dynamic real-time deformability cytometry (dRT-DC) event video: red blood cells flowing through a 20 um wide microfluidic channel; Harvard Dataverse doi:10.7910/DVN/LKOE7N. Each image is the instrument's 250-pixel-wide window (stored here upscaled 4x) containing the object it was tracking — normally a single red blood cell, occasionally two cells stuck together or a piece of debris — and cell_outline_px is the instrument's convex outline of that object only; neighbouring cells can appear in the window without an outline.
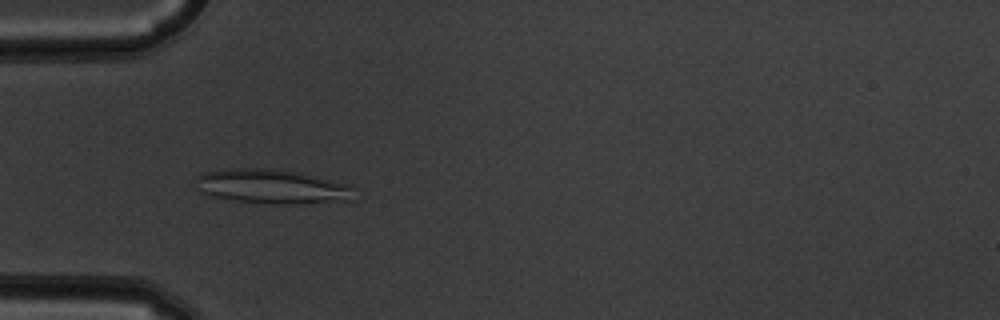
{"species": "common noctule bat (a hibernating species)", "species_latin": "Nyctalus noctula", "temperature_condition": "warm", "stored_images_in_passage": 53, "camera_frame_rate_fps": 3000, "um_per_image_px": 0.085, "animal": {"sex": "male", "body_mass_g": 19.5, "forearm_length_mm": 54.6}, "frame": {"image": 1, "passage_image": 17, "time_ms": 5.333, "image_size_px": [1000, 320], "cell_outline_px": [[352, 200], [304, 204], [280, 204], [240, 200], [212, 196], [200, 192], [196, 176], [204, 172], [228, 168], [268, 168], [300, 172], [348, 184], [352, 188]], "centroid_in_image_um": [23.14, 15.84], "position_along_channel_um": 61.9, "area_um2": 31.5}}
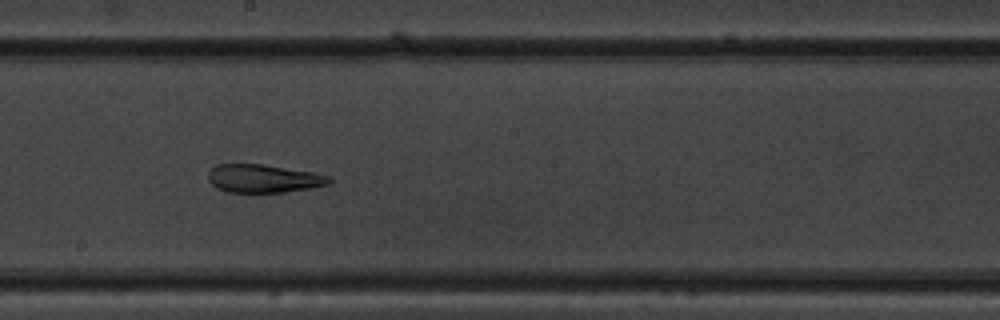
{"frame": {"image": 2, "passage_image": 30, "time_ms": 9.667, "image_size_px": [1000, 320], "cell_outline_px": [[332, 180], [328, 184], [312, 188], [284, 192], [228, 192], [216, 188], [208, 180], [208, 172], [216, 164], [264, 164], [312, 172], [332, 176]], "centroid_in_image_um": [22.4, 15.17], "position_along_channel_um": 225.8, "area_um2": 20.0}}
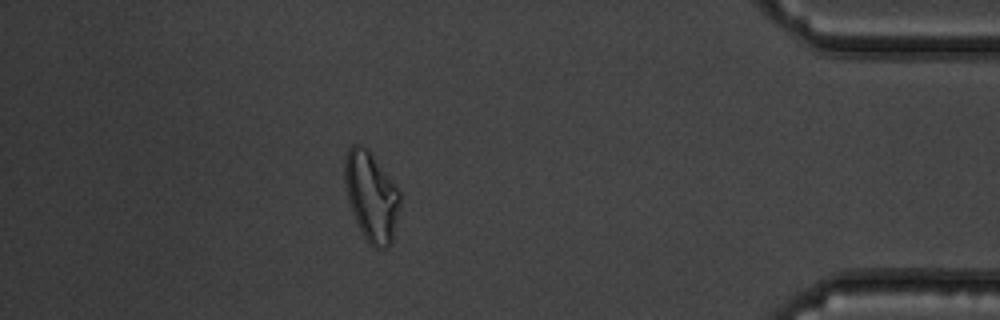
{"frame": {"image": 3, "passage_image": 47, "time_ms": 15.333, "image_size_px": [1000, 320], "cell_outline_px": [[400, 208], [392, 244], [384, 248], [376, 248], [368, 244], [352, 212], [348, 200], [344, 184], [344, 160], [348, 148], [352, 144], [360, 144], [368, 148], [372, 152], [396, 184], [400, 192]], "centroid_in_image_um": [31.57, 16.66], "position_along_channel_um": 403.6, "area_um2": 29.36}, "authors_computed_cell_mechanics": {"area_um2": 27.9174, "velocity_mm_per_s": 3.8557, "shape_relaxation_time_tau1_ms": null, "shape_relaxation_time_tau2_ms": 3.4105, "deformation_change_tau1": null, "deformation_change_tau2": 0.1099}}